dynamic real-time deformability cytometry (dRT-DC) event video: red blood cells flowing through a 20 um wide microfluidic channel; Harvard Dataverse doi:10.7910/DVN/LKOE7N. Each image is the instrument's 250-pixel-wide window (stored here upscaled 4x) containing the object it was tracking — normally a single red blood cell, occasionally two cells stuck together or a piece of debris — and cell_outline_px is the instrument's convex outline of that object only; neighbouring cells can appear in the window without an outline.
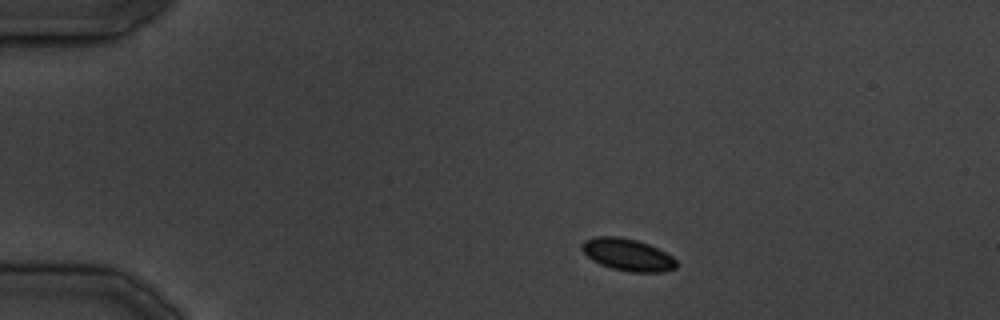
{"species": "common noctule bat (a hibernating species)", "species_latin": "Nyctalus noctula", "temperature_condition": "cold", "stored_images_in_passage": 35, "camera_frame_rate_fps": 3000, "um_per_image_px": 0.085, "animal": {"sex": "male", "body_mass_g": 19.5, "forearm_length_mm": 54.6}, "frame": {"image": 1, "passage_image": 5, "time_ms": 4.333, "image_size_px": [1000, 320], "cell_outline_px": [[676, 268], [664, 272], [628, 272], [612, 268], [600, 264], [592, 260], [580, 248], [580, 244], [584, 240], [596, 236], [616, 236], [636, 240], [648, 244], [672, 256], [676, 260]], "centroid_in_image_um": [53.32, 21.65], "position_along_channel_um": 31.7, "area_um2": 17.69}}
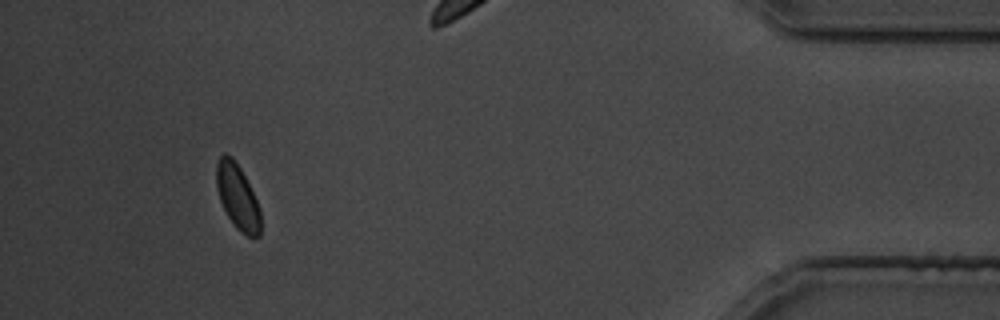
{"frame": {"image": 2, "passage_image": 32, "time_ms": 38.0, "image_size_px": [1000, 320], "cell_outline_px": [[260, 236], [248, 236], [240, 232], [236, 228], [228, 216], [220, 200], [216, 184], [216, 164], [220, 156], [224, 152], [232, 156], [240, 168], [260, 208]], "centroid_in_image_um": [20.17, 16.71], "position_along_channel_um": 415.0, "area_um2": 16.53}}